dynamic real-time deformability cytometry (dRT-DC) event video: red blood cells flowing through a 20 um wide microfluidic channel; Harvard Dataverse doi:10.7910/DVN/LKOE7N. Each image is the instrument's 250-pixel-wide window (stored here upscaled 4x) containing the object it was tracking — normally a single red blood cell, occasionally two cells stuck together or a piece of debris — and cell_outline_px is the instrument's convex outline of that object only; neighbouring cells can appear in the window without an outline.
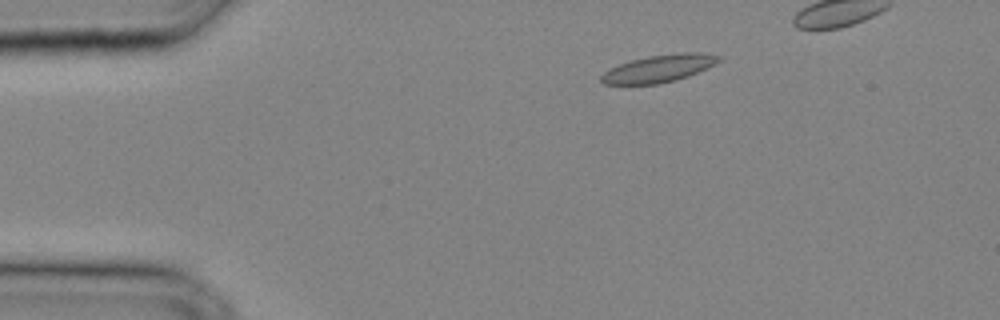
{"species": "common noctule bat (a hibernating species)", "species_latin": "Nyctalus noctula", "temperature_condition": "cold", "stored_images_in_passage": 28, "camera_frame_rate_fps": 3000, "um_per_image_px": 0.085, "animal": {"sex": "male", "body_mass_g": 20.4}, "frame": {"image": 1, "passage_image": 5, "time_ms": 1.333, "image_size_px": [1000, 320], "cell_outline_px": [[720, 60], [708, 68], [688, 76], [676, 80], [660, 84], [604, 84], [600, 80], [600, 76], [608, 68], [632, 60], [648, 56], [684, 52], [700, 52], [720, 56]], "centroid_in_image_um": [56.0, 5.82], "position_along_channel_um": 29.0, "area_um2": 18.73}}
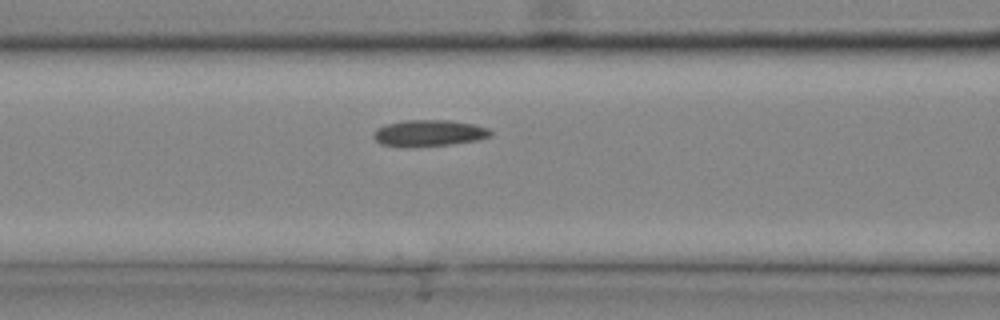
{"frame": {"image": 2, "passage_image": 13, "time_ms": 4.0, "image_size_px": [1000, 320], "cell_outline_px": [[492, 136], [476, 140], [452, 144], [412, 148], [408, 148], [380, 144], [372, 136], [372, 132], [376, 128], [388, 124], [404, 120], [448, 120], [472, 124], [488, 128], [492, 132]], "centroid_in_image_um": [36.42, 11.33], "position_along_channel_um": 130.2, "area_um2": 18.26}}